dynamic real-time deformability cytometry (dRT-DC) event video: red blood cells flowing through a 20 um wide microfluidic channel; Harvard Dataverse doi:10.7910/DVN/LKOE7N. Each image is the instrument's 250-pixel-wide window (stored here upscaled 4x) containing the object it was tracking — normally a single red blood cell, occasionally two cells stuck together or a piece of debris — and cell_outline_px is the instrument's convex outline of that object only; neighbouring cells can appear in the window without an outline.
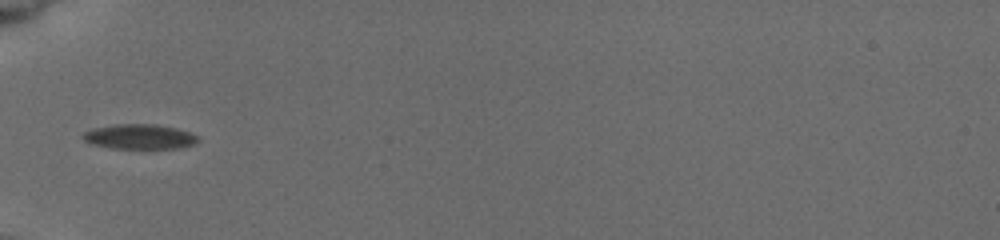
{"species": "common noctule bat (a hibernating species)", "species_latin": "Nyctalus noctula", "temperature_condition": "cold", "stored_images_in_passage": 20, "camera_frame_rate_fps": 3000, "um_per_image_px": 0.085, "animal": {"sex": "female", "body_mass_g": 19.5, "forearm_length_mm": 54.1}, "frame": {"image": 1, "passage_image": 1, "time_ms": 0.0, "image_size_px": [1000, 240], "cell_outline_px": [[200, 140], [192, 144], [180, 148], [112, 148], [92, 144], [84, 140], [80, 136], [84, 132], [92, 128], [116, 124], [156, 124], [176, 128], [200, 136]], "centroid_in_image_um": [11.85, 11.61], "position_along_channel_um": 73.2, "area_um2": 16.7}}
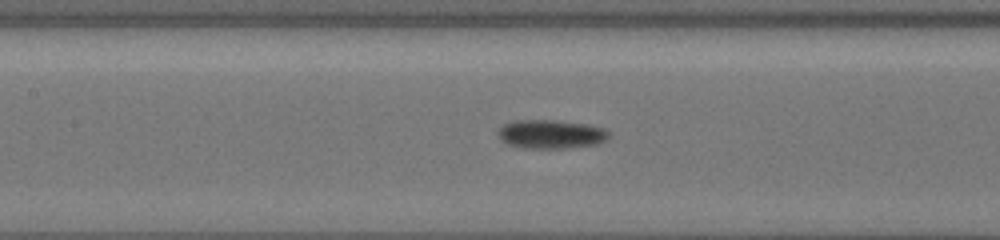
{"frame": {"image": 2, "passage_image": 13, "time_ms": 2.333, "image_size_px": [1000, 240], "cell_outline_px": [[608, 136], [604, 140], [596, 144], [568, 148], [520, 148], [508, 144], [500, 140], [496, 132], [504, 124], [512, 120], [556, 120], [588, 124], [604, 128], [608, 132]], "centroid_in_image_um": [46.77, 11.4], "position_along_channel_um": 160.6, "area_um2": 18.73}}
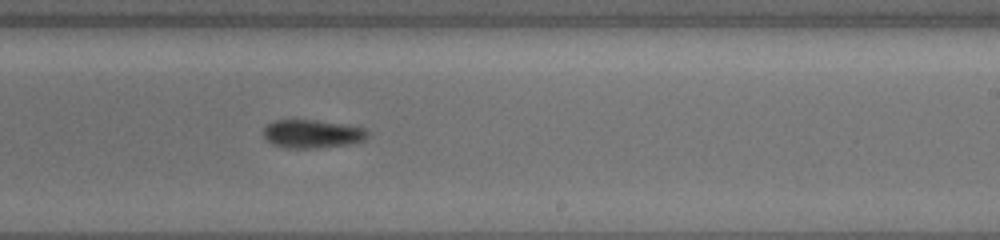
{"frame": {"image": 3, "passage_image": 20, "time_ms": 5.0, "image_size_px": [1000, 240], "cell_outline_px": [[368, 136], [364, 140], [352, 144], [320, 148], [288, 148], [272, 144], [264, 136], [264, 128], [268, 124], [276, 120], [316, 120], [364, 128], [368, 132]], "centroid_in_image_um": [26.55, 11.39], "position_along_channel_um": 262.4, "area_um2": 17.11}}